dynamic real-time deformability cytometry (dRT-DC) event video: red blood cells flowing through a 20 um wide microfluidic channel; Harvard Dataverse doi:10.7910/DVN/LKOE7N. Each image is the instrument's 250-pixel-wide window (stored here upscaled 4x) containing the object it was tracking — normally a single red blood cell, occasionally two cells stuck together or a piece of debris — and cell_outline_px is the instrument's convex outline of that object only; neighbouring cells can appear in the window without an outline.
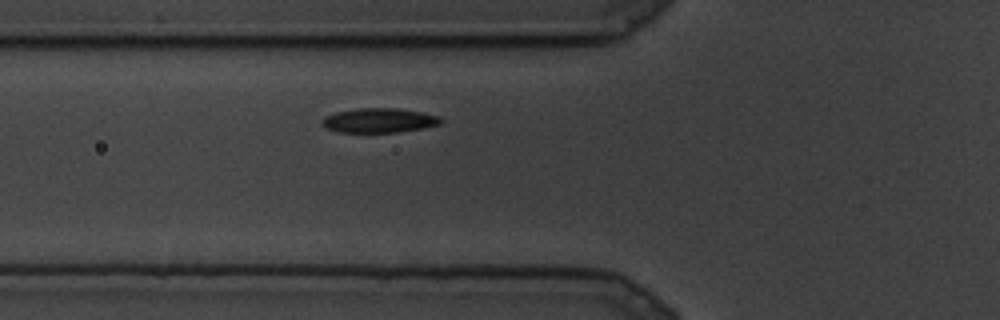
{"species": "common noctule bat (a hibernating species)", "species_latin": "Nyctalus noctula", "temperature_condition": "cold", "stored_images_in_passage": 3, "camera_frame_rate_fps": 3000, "um_per_image_px": 0.085, "animal": {"sex": "male", "body_mass_g": 19.5, "forearm_length_mm": 54.6}, "frame": {"image": 1, "passage_image": 2, "time_ms": 0.333, "image_size_px": [1000, 320], "cell_outline_px": [[444, 120], [440, 124], [424, 128], [396, 132], [336, 132], [324, 128], [320, 124], [320, 120], [324, 116], [336, 112], [360, 108], [396, 108], [420, 112], [440, 116]], "centroid_in_image_um": [32.18, 10.24], "position_along_channel_um": 93.6, "area_um2": 17.11}}